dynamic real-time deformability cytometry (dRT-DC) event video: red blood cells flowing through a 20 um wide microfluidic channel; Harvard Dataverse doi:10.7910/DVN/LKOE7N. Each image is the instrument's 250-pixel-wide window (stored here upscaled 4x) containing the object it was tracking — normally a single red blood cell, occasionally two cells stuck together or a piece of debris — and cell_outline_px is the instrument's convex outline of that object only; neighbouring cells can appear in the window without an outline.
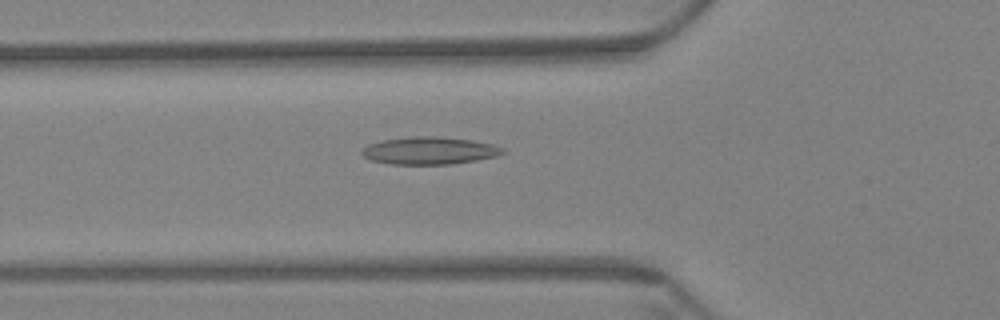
{"species": "Egyptian fruit bat (a non-hibernating species)", "species_latin": "Rousettus aegyptiacus", "temperature_condition": "warm", "stored_images_in_passage": 55, "camera_frame_rate_fps": 3000, "um_per_image_px": 0.085, "animal": {"sex": "female"}, "frame": {"image": 1, "passage_image": 17, "time_ms": 5.333, "image_size_px": [1000, 320], "cell_outline_px": [[508, 152], [496, 156], [476, 160], [452, 164], [388, 164], [368, 160], [360, 152], [368, 144], [380, 140], [412, 136], [436, 136], [472, 140], [492, 144], [504, 148]], "centroid_in_image_um": [36.49, 12.8], "position_along_channel_um": 89.3, "area_um2": 22.77}}
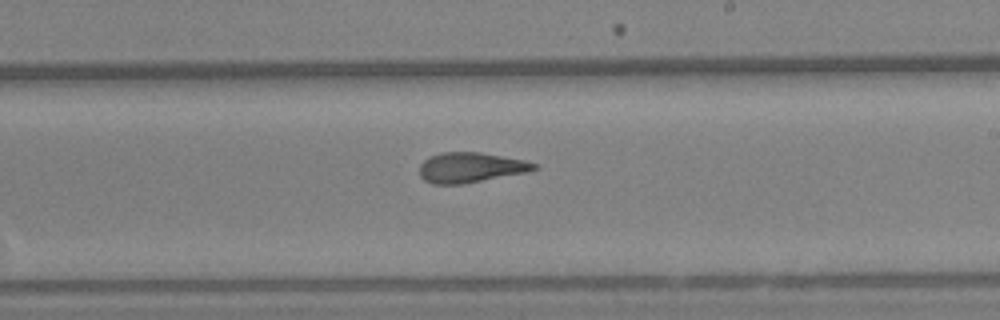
{"frame": {"image": 2, "passage_image": 31, "time_ms": 10.0, "image_size_px": [1000, 320], "cell_outline_px": [[540, 168], [528, 172], [464, 184], [432, 184], [424, 180], [420, 176], [420, 164], [428, 156], [444, 152], [480, 152], [524, 160], [540, 164]], "centroid_in_image_um": [40.03, 14.24], "position_along_channel_um": 249.0, "area_um2": 20.35}}
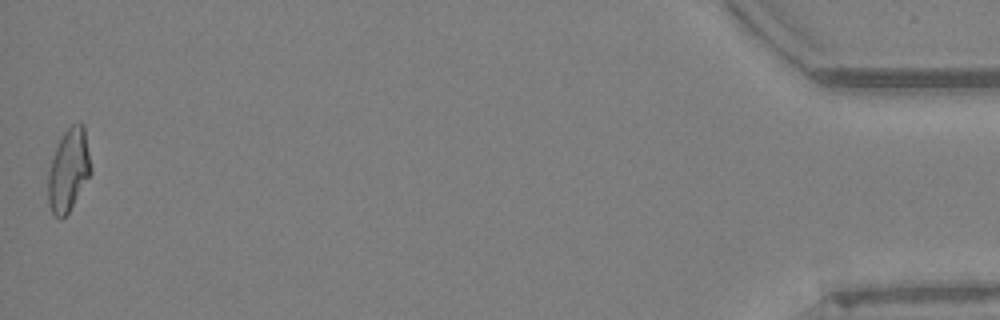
{"frame": {"image": 3, "passage_image": 55, "time_ms": 18.0, "image_size_px": [1000, 320], "cell_outline_px": [[92, 172], [68, 212], [60, 220], [52, 212], [48, 204], [48, 172], [56, 148], [64, 132], [72, 124], [80, 120], [84, 124], [92, 168]], "centroid_in_image_um": [5.85, 14.42], "position_along_channel_um": 429.4, "area_um2": 20.52}, "authors_computed_cell_mechanics": {"area_um2": 20.6924, "velocity_mm_per_s": 3.4302, "shape_relaxation_time_tau1_ms": null, "shape_relaxation_time_tau2_ms": 1.8898, "deformation_change_tau1": null, "deformation_change_tau2": 0.1082}}